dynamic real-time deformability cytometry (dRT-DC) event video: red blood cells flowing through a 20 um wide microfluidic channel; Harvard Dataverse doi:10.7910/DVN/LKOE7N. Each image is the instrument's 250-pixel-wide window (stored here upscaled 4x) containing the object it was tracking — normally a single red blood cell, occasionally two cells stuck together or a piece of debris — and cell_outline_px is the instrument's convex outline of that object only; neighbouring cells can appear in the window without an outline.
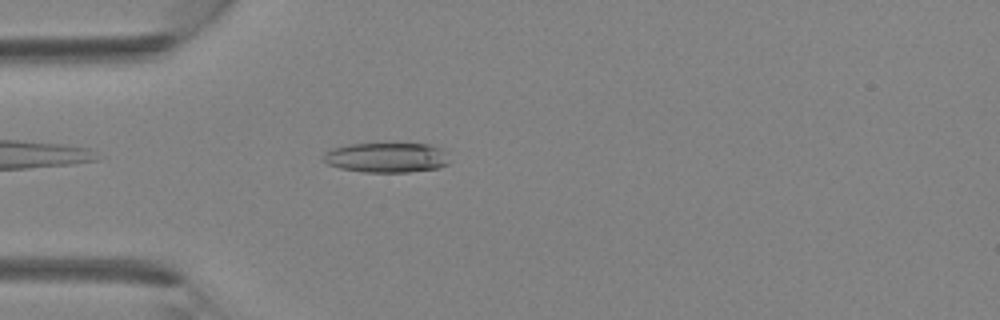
{"species": "Egyptian fruit bat (a non-hibernating species)", "species_latin": "Rousettus aegyptiacus", "temperature_condition": "room temperature", "stored_images_in_passage": 27, "camera_frame_rate_fps": 3000, "um_per_image_px": 0.085, "animal": {"sex": "female"}, "frame": {"image": 1, "passage_image": 2, "time_ms": 0.333, "image_size_px": [1000, 320], "cell_outline_px": [[448, 164], [440, 168], [408, 172], [364, 172], [340, 168], [328, 164], [324, 160], [324, 156], [332, 148], [348, 144], [432, 144], [444, 148], [448, 152]], "centroid_in_image_um": [32.95, 13.39], "position_along_channel_um": 52.1, "area_um2": 22.08}}
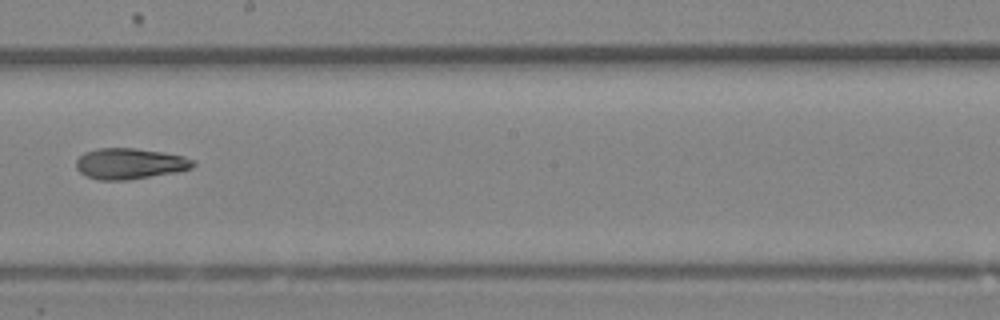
{"frame": {"image": 2, "passage_image": 12, "time_ms": 3.667, "image_size_px": [1000, 320], "cell_outline_px": [[196, 164], [192, 168], [176, 172], [128, 180], [100, 180], [84, 176], [76, 168], [76, 160], [84, 152], [100, 148], [136, 148], [184, 156], [196, 160]], "centroid_in_image_um": [11.04, 13.91], "position_along_channel_um": 237.2, "area_um2": 21.15}}
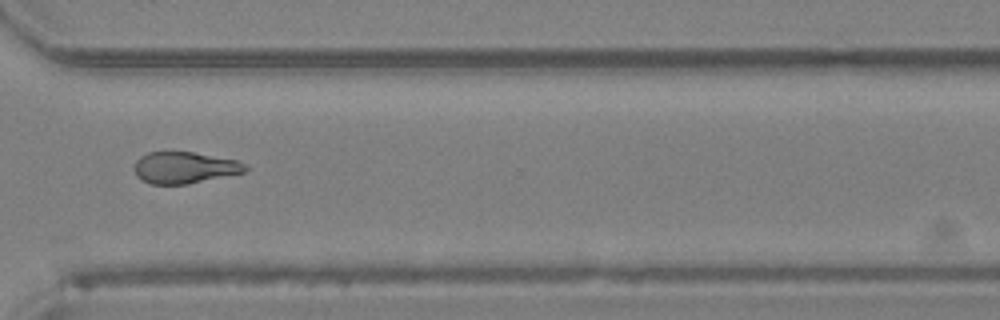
{"frame": {"image": 3, "passage_image": 18, "time_ms": 5.667, "image_size_px": [1000, 320], "cell_outline_px": [[252, 168], [244, 172], [188, 184], [148, 184], [140, 180], [136, 176], [136, 160], [140, 156], [148, 152], [192, 152], [236, 160], [248, 164]], "centroid_in_image_um": [15.71, 14.25], "position_along_channel_um": 354.9, "area_um2": 20.46}}